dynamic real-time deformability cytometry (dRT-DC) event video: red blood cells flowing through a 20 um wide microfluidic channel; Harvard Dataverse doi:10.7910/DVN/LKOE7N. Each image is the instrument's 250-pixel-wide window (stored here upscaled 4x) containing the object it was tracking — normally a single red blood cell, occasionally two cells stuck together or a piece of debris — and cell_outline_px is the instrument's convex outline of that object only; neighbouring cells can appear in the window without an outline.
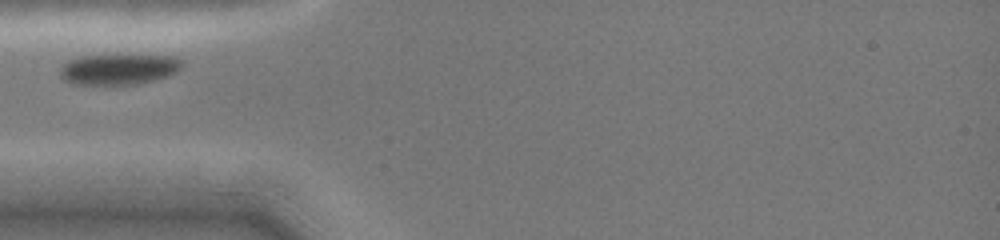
{"species": "common noctule bat (a hibernating species)", "species_latin": "Nyctalus noctula", "temperature_condition": "cold", "stored_images_in_passage": 2, "camera_frame_rate_fps": 3000, "um_per_image_px": 0.085, "animal": {"sex": "female", "body_mass_g": 19.0, "forearm_length_mm": 51.5}, "frame": {"image": 1, "passage_image": 1, "time_ms": 0.0, "image_size_px": [1000, 240], "cell_outline_px": [[184, 60], [180, 68], [176, 72], [168, 76], [140, 84], [104, 88], [76, 84], [64, 80], [60, 72], [60, 68], [68, 60], [80, 56], [176, 56]], "centroid_in_image_um": [10.07, 5.94], "position_along_channel_um": 74.9, "area_um2": 22.48}}
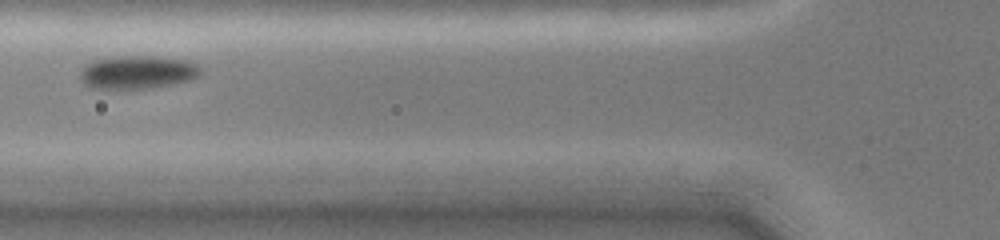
{"frame": {"image": 2, "passage_image": 2, "time_ms": 1.0, "image_size_px": [1000, 240], "cell_outline_px": [[200, 72], [196, 76], [188, 80], [172, 84], [148, 88], [92, 88], [84, 84], [80, 76], [80, 72], [92, 60], [112, 56], [160, 56], [192, 60], [200, 68]], "centroid_in_image_um": [11.69, 6.11], "position_along_channel_um": 114.1, "area_um2": 23.29}}